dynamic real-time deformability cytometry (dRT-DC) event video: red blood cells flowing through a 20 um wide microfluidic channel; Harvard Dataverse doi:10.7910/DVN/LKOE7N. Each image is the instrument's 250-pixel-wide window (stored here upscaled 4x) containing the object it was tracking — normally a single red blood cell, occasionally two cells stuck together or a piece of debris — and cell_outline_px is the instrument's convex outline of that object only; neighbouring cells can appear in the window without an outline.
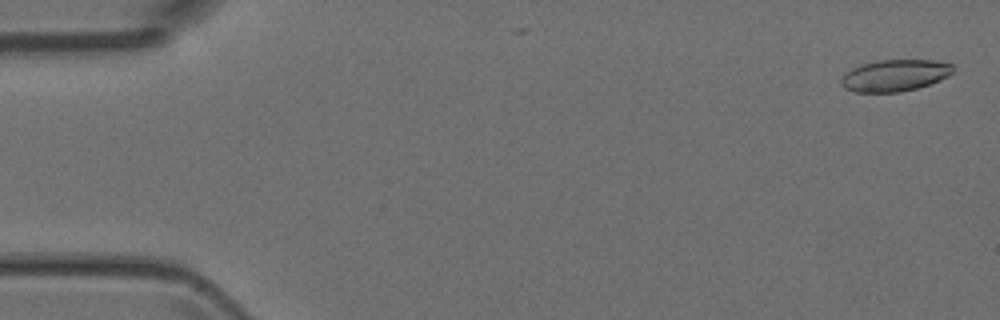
{"species": "Egyptian fruit bat (a non-hibernating species)", "species_latin": "Rousettus aegyptiacus", "temperature_condition": "room temperature", "stored_images_in_passage": 2, "camera_frame_rate_fps": 3000, "um_per_image_px": 0.085, "animal": {"sex": "female"}, "frame": {"image": 1, "passage_image": 1, "time_ms": 0.0, "image_size_px": [1000, 320], "cell_outline_px": [[952, 72], [948, 76], [940, 80], [916, 88], [900, 92], [856, 92], [844, 88], [840, 84], [840, 80], [852, 68], [876, 60], [932, 60], [952, 64]], "centroid_in_image_um": [76.05, 6.41], "position_along_channel_um": 9.0, "area_um2": 20.4}}